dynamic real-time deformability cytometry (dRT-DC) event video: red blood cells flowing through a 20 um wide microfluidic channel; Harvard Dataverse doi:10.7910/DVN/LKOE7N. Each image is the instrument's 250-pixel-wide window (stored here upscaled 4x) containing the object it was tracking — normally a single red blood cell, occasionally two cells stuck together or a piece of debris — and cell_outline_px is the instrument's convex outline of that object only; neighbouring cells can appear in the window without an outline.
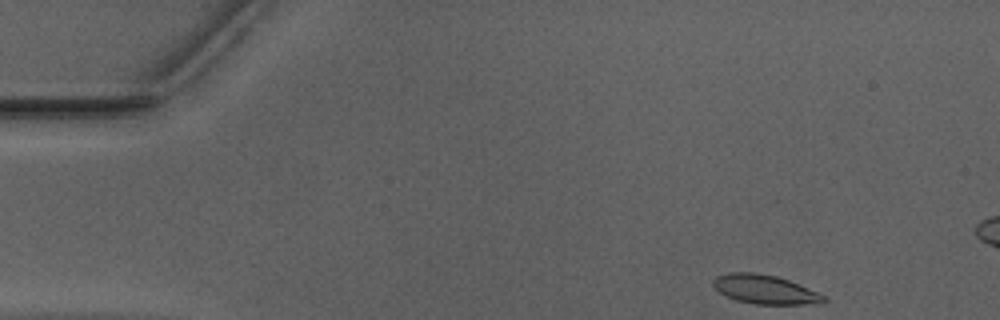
{"species": "Egyptian fruit bat (a non-hibernating species)", "species_latin": "Rousettus aegyptiacus", "temperature_condition": "warm", "stored_images_in_passage": 48, "camera_frame_rate_fps": 3000, "um_per_image_px": 0.085, "animal": {"sex": "male"}, "frame": {"image": 1, "passage_image": 1, "time_ms": 0.0, "image_size_px": [1000, 320], "cell_outline_px": [[828, 300], [824, 304], [756, 304], [736, 300], [720, 292], [712, 284], [712, 280], [716, 276], [732, 272], [756, 272], [776, 276], [788, 280], [828, 296]], "centroid_in_image_um": [65.08, 24.6], "position_along_channel_um": 19.9, "area_um2": 18.79}}
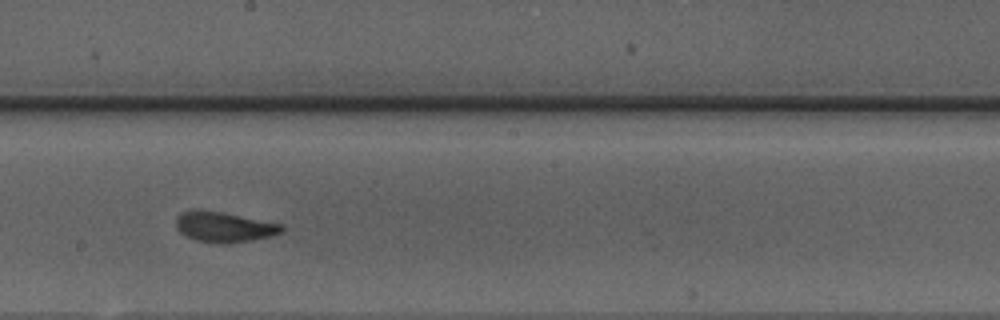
{"frame": {"image": 2, "passage_image": 24, "time_ms": 7.667, "image_size_px": [1000, 320], "cell_outline_px": [[284, 232], [272, 236], [252, 240], [224, 244], [216, 244], [196, 240], [180, 232], [176, 228], [176, 216], [180, 212], [192, 208], [200, 208], [224, 212], [284, 224]], "centroid_in_image_um": [19.04, 19.26], "position_along_channel_um": 229.2, "area_um2": 19.31}}
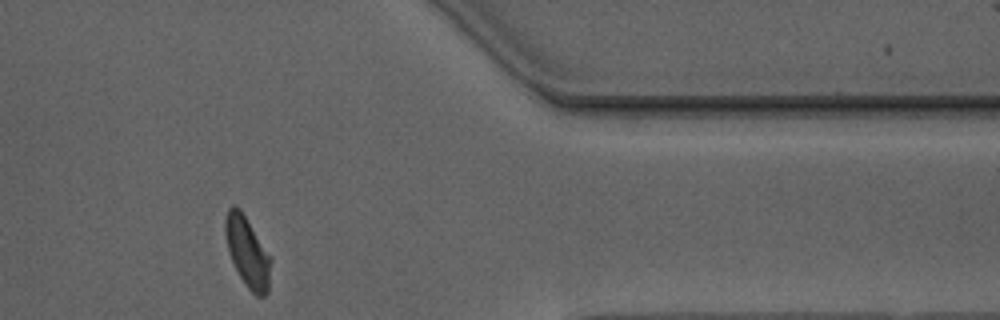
{"frame": {"image": 3, "passage_image": 38, "time_ms": 12.333, "image_size_px": [1000, 320], "cell_outline_px": [[272, 260], [268, 292], [264, 296], [256, 296], [244, 284], [232, 260], [228, 248], [224, 232], [224, 220], [228, 208], [232, 204], [240, 208], [272, 256]], "centroid_in_image_um": [21.05, 21.4], "position_along_channel_um": 390.3, "area_um2": 18.9}}